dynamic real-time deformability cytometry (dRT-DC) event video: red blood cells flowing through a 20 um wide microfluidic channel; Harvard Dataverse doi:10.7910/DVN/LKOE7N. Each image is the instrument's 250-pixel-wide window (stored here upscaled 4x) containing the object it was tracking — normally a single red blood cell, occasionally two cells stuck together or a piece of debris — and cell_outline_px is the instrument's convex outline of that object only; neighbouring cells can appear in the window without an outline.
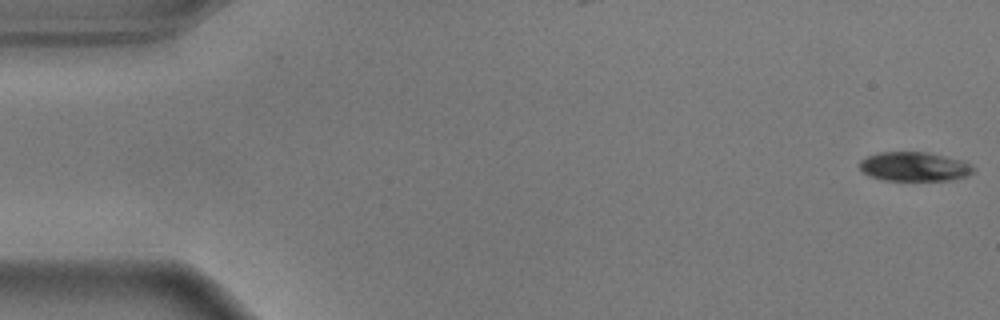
{"species": "common noctule bat (a hibernating species)", "species_latin": "Nyctalus noctula", "temperature_condition": "warm", "stored_images_in_passage": 56, "camera_frame_rate_fps": 3000, "um_per_image_px": 0.085, "animal": {"sex": "male", "body_mass_g": 17.9}, "frame": {"image": 1, "passage_image": 1, "time_ms": 0.0, "image_size_px": [1000, 320], "cell_outline_px": [[976, 168], [968, 176], [952, 180], [884, 180], [868, 176], [860, 168], [860, 160], [868, 156], [880, 152], [928, 152], [964, 160], [972, 164]], "centroid_in_image_um": [77.77, 14.16], "position_along_channel_um": 7.2, "area_um2": 19.54}}
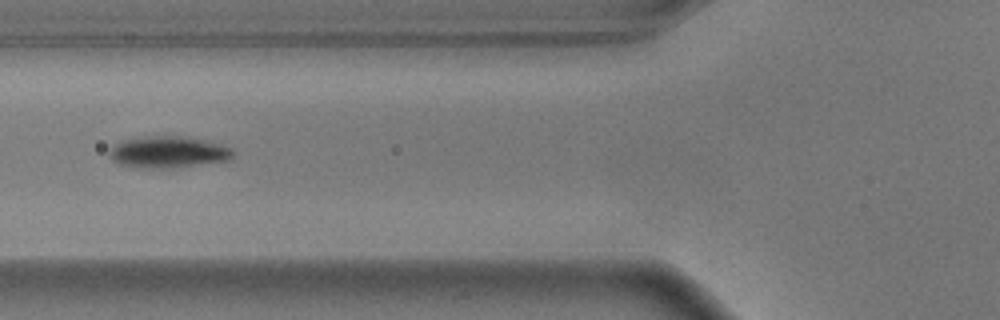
{"frame": {"image": 2, "passage_image": 21, "time_ms": 6.667, "image_size_px": [1000, 320], "cell_outline_px": [[236, 152], [228, 160], [172, 168], [140, 168], [120, 164], [112, 160], [108, 156], [108, 152], [112, 144], [120, 140], [156, 136], [176, 136], [208, 140], [232, 148]], "centroid_in_image_um": [14.26, 12.93], "position_along_channel_um": 111.5, "area_um2": 22.89}}
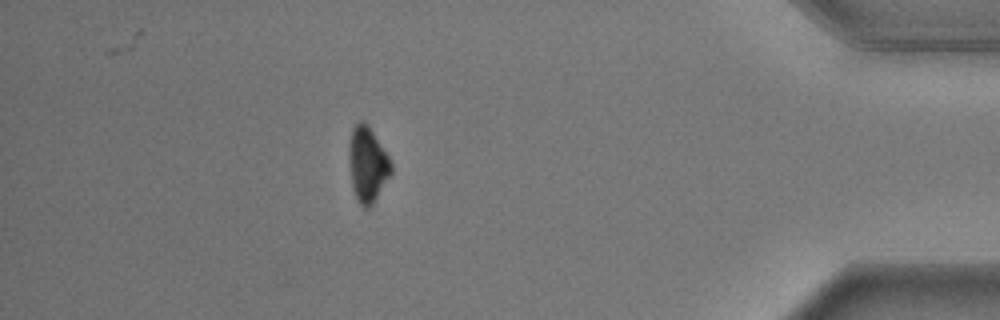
{"frame": {"image": 3, "passage_image": 49, "time_ms": 16.0, "image_size_px": [1000, 320], "cell_outline_px": [[392, 172], [372, 208], [364, 208], [356, 200], [352, 188], [348, 156], [348, 144], [352, 128], [360, 120], [364, 120], [368, 124], [388, 156], [392, 164]], "centroid_in_image_um": [31.22, 14.01], "position_along_channel_um": 404.0, "area_um2": 18.9}, "authors_computed_cell_mechanics": {"area_um2": 20.519, "velocity_mm_per_s": 3.6285, "shape_relaxation_time_tau1_ms": 2.0101, "shape_relaxation_time_tau2_ms": null, "deformation_change_tau1": 0.1529, "deformation_change_tau2": null}}